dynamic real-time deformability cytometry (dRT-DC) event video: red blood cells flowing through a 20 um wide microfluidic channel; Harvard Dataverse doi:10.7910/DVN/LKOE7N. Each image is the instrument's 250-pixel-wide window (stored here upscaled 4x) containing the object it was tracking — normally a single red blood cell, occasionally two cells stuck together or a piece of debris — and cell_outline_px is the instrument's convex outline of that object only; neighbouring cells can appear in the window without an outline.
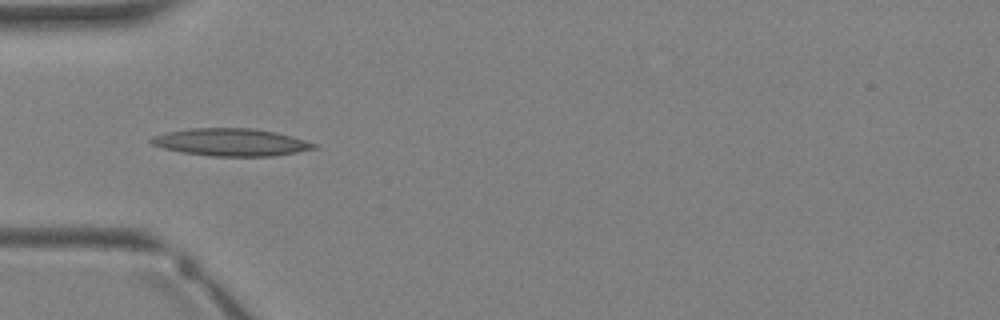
{"species": "Egyptian fruit bat (a non-hibernating species)", "species_latin": "Rousettus aegyptiacus", "temperature_condition": "warm", "stored_images_in_passage": 1, "camera_frame_rate_fps": 3000, "um_per_image_px": 0.085, "animal": {"sex": "female"}, "frame": {"image": 1, "passage_image": 1, "time_ms": 0.0, "image_size_px": [1000, 320], "cell_outline_px": [[320, 144], [316, 148], [296, 152], [272, 156], [212, 156], [184, 152], [164, 148], [152, 144], [148, 140], [152, 136], [168, 132], [188, 128], [256, 128], [276, 132], [292, 136]], "centroid_in_image_um": [19.67, 12.08], "position_along_channel_um": 65.3, "area_um2": 26.07}}